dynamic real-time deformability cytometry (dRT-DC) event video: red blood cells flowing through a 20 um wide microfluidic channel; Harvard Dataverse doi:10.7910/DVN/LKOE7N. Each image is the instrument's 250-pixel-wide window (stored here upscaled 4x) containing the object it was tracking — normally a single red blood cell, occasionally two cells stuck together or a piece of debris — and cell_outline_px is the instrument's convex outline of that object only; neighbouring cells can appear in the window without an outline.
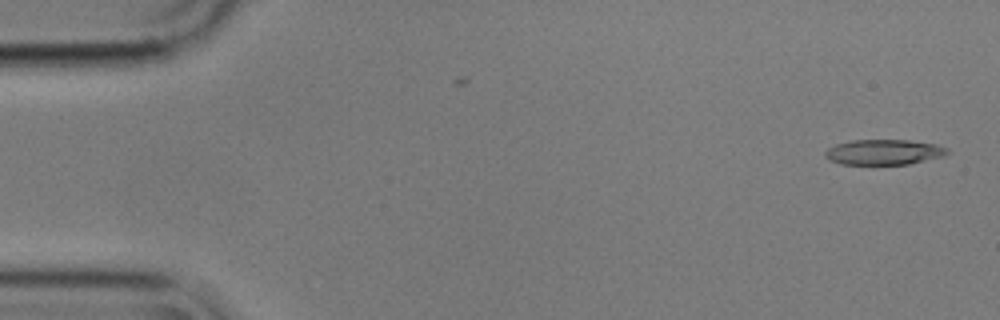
{"species": "common noctule bat (a hibernating species)", "species_latin": "Nyctalus noctula", "temperature_condition": "cold", "stored_images_in_passage": 11, "camera_frame_rate_fps": 3000, "um_per_image_px": 0.085, "animal": {"sex": "male", "body_mass_g": 17.9}, "frame": {"image": 1, "passage_image": 1, "time_ms": 0.0, "image_size_px": [1000, 320], "cell_outline_px": [[948, 152], [944, 156], [908, 164], [840, 164], [824, 156], [824, 152], [828, 148], [836, 144], [852, 140], [908, 140], [936, 144], [948, 148]], "centroid_in_image_um": [75.13, 12.92], "position_along_channel_um": 9.9, "area_um2": 17.92}}